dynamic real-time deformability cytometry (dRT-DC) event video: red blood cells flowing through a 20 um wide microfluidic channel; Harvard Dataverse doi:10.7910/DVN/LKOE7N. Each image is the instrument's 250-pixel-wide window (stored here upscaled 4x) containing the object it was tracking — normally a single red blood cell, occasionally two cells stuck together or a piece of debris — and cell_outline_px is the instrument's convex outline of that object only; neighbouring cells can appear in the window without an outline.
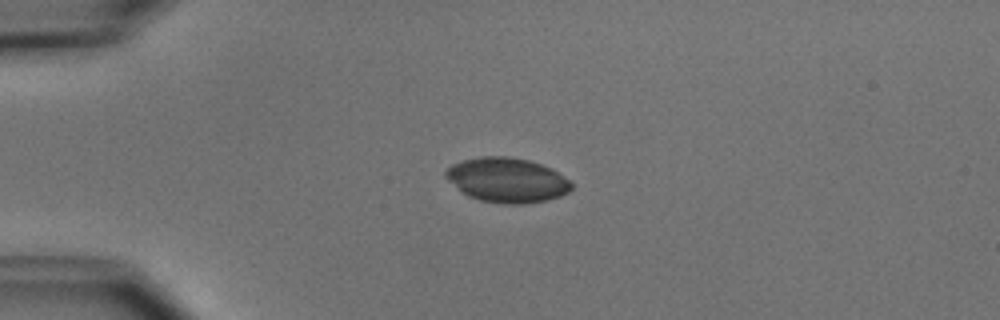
{"species": "common noctule bat (a hibernating species)", "species_latin": "Nyctalus noctula", "temperature_condition": "cold", "stored_images_in_passage": 3, "camera_frame_rate_fps": 3000, "um_per_image_px": 0.085, "animal": {"sex": "male", "body_mass_g": 15.6}, "frame": {"image": 1, "passage_image": 3, "time_ms": 2.333, "image_size_px": [1000, 320], "cell_outline_px": [[572, 188], [568, 192], [560, 196], [544, 200], [524, 204], [504, 204], [480, 200], [468, 196], [448, 180], [444, 176], [444, 172], [452, 164], [464, 160], [480, 156], [508, 156], [528, 160], [552, 168], [568, 180], [572, 184]], "centroid_in_image_um": [43.08, 15.3], "position_along_channel_um": 41.9, "area_um2": 32.54}}